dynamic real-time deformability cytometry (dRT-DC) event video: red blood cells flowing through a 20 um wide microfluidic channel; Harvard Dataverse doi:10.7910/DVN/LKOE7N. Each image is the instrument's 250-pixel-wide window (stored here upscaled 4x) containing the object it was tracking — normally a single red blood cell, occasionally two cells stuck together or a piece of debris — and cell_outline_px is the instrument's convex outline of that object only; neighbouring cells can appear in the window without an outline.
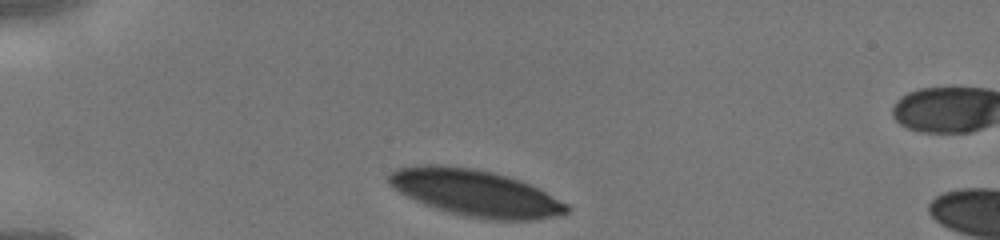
{"species": "human", "species_latin": "Homo sapiens", "temperature_condition": "cold", "stored_images_in_passage": 27, "camera_frame_rate_fps": 3000, "um_per_image_px": 0.085, "donor": {"sex": "male"}, "frame": {"image": 1, "passage_image": 1, "time_ms": 0.0, "image_size_px": [1000, 240], "cell_outline_px": [[572, 208], [568, 212], [536, 220], [492, 220], [468, 216], [448, 212], [424, 204], [400, 192], [388, 184], [388, 176], [396, 168], [420, 164], [440, 164], [476, 168], [508, 176], [520, 180], [568, 204]], "centroid_in_image_um": [40.38, 16.38], "position_along_channel_um": 44.6, "area_um2": 48.03}}
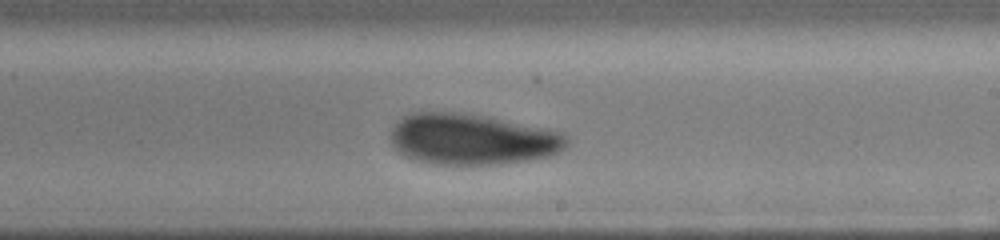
{"frame": {"image": 2, "passage_image": 17, "time_ms": 5.333, "image_size_px": [1000, 240], "cell_outline_px": [[568, 144], [560, 152], [552, 156], [500, 164], [432, 164], [416, 160], [404, 156], [392, 144], [388, 136], [392, 128], [404, 116], [412, 112], [460, 112], [488, 116], [564, 132], [568, 136]], "centroid_in_image_um": [40.15, 11.83], "position_along_channel_um": 248.9, "area_um2": 52.77}}
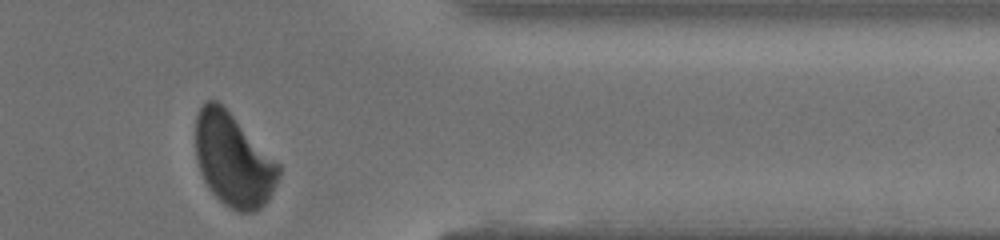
{"frame": {"image": 3, "passage_image": 27, "time_ms": 8.667, "image_size_px": [1000, 240], "cell_outline_px": [[280, 176], [268, 200], [256, 212], [236, 212], [224, 204], [212, 192], [204, 180], [200, 172], [196, 156], [196, 116], [200, 108], [208, 100], [216, 100], [280, 164]], "centroid_in_image_um": [19.84, 13.64], "position_along_channel_um": 391.6, "area_um2": 44.51}}